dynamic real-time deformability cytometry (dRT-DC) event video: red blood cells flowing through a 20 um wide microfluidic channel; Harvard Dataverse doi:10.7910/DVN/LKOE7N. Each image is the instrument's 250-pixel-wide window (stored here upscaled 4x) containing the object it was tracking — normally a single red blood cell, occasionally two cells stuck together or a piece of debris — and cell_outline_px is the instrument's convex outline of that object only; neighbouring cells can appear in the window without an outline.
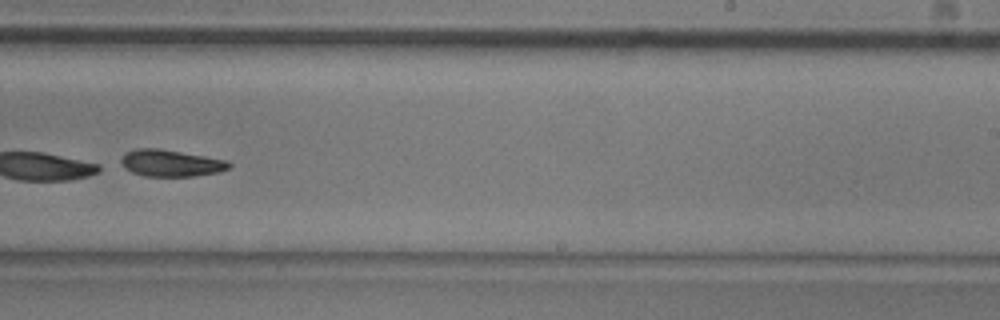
{"species": "common noctule bat (a hibernating species)", "species_latin": "Nyctalus noctula", "temperature_condition": "room temperature", "stored_images_in_passage": 27, "camera_frame_rate_fps": 3000, "um_per_image_px": 0.085, "animal": {"sex": "male", "body_mass_g": 20.5, "forearm_length_mm": 52.5}, "frame": {"image": 1, "passage_image": 19, "time_ms": 6.0, "image_size_px": [1000, 320], "cell_outline_px": [[232, 164], [228, 168], [220, 172], [192, 176], [144, 176], [132, 172], [124, 168], [120, 160], [124, 152], [136, 148], [156, 148], [228, 160]], "centroid_in_image_um": [14.49, 13.86], "position_along_channel_um": 274.5, "area_um2": 16.82}, "authors_computed_cell_mechanics": {"area_um2": 17.3978, "velocity_mm_per_s": 3.7253, "shape_relaxation_time_tau1_ms": 4.3696, "shape_relaxation_time_tau2_ms": null, "deformation_change_tau1": 0.3132, "deformation_change_tau2": null}}